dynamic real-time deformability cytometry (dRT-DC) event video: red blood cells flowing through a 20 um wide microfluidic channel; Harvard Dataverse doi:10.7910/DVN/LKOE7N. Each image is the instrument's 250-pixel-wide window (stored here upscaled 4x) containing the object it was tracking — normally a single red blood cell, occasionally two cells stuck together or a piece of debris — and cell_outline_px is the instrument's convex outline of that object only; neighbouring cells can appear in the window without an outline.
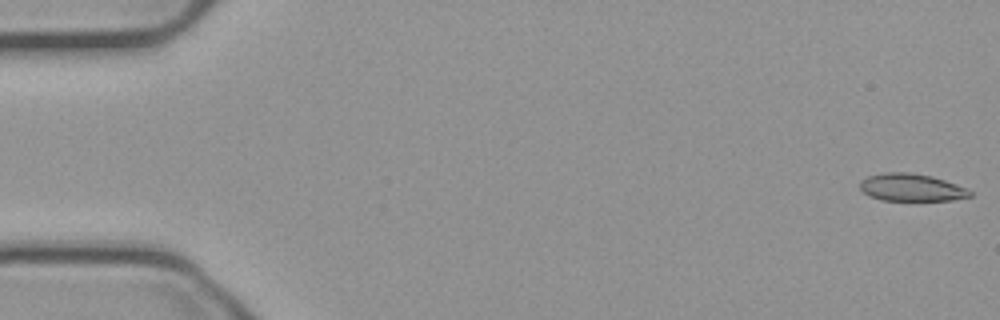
{"species": "common noctule bat (a hibernating species)", "species_latin": "Nyctalus noctula", "temperature_condition": "cold", "stored_images_in_passage": 56, "camera_frame_rate_fps": 3000, "um_per_image_px": 0.085, "animal": {"sex": "male", "body_mass_g": 23.1, "forearm_length_mm": 52.7}, "frame": {"image": 1, "passage_image": 1, "time_ms": 0.0, "image_size_px": [1000, 320], "cell_outline_px": [[972, 196], [952, 200], [880, 200], [868, 196], [860, 188], [860, 180], [868, 176], [884, 172], [908, 172], [932, 176], [968, 188], [972, 192]], "centroid_in_image_um": [77.46, 15.93], "position_along_channel_um": 7.5, "area_um2": 17.69}}
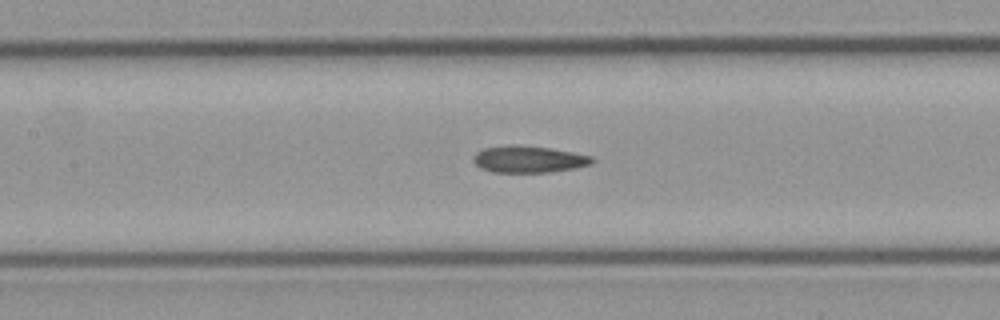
{"frame": {"image": 2, "passage_image": 25, "time_ms": 8.0, "image_size_px": [1000, 320], "cell_outline_px": [[596, 160], [592, 164], [576, 168], [548, 172], [492, 172], [480, 168], [476, 164], [476, 152], [484, 148], [512, 144], [516, 144], [548, 148], [572, 152], [592, 156]], "centroid_in_image_um": [44.98, 13.53], "position_along_channel_um": 162.4, "area_um2": 18.44}}
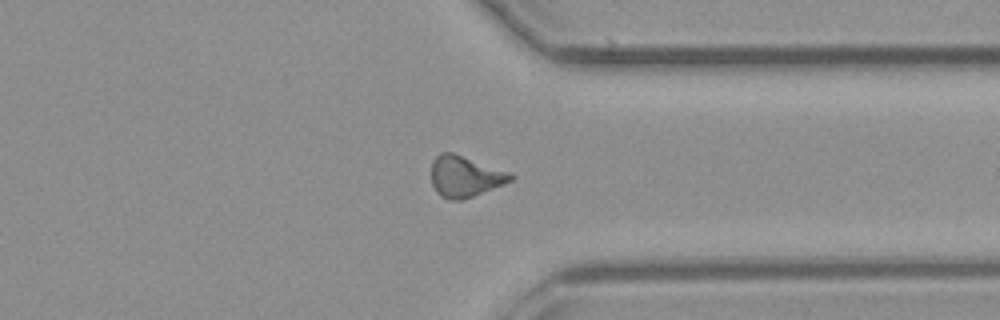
{"frame": {"image": 3, "passage_image": 42, "time_ms": 13.667, "image_size_px": [1000, 320], "cell_outline_px": [[512, 180], [504, 184], [464, 200], [452, 200], [440, 196], [436, 192], [432, 184], [432, 160], [440, 152], [452, 152], [508, 172], [512, 176]], "centroid_in_image_um": [39.48, 15.01], "position_along_channel_um": 371.9, "area_um2": 18.79}, "authors_computed_cell_mechanics": {"area_um2": 18.5249, "velocity_mm_per_s": 3.7439, "shape_relaxation_time_tau1_ms": 10.4224, "shape_relaxation_time_tau2_ms": 4.1908, "deformation_change_tau1": 0.2087, "deformation_change_tau2": 0.1192}}